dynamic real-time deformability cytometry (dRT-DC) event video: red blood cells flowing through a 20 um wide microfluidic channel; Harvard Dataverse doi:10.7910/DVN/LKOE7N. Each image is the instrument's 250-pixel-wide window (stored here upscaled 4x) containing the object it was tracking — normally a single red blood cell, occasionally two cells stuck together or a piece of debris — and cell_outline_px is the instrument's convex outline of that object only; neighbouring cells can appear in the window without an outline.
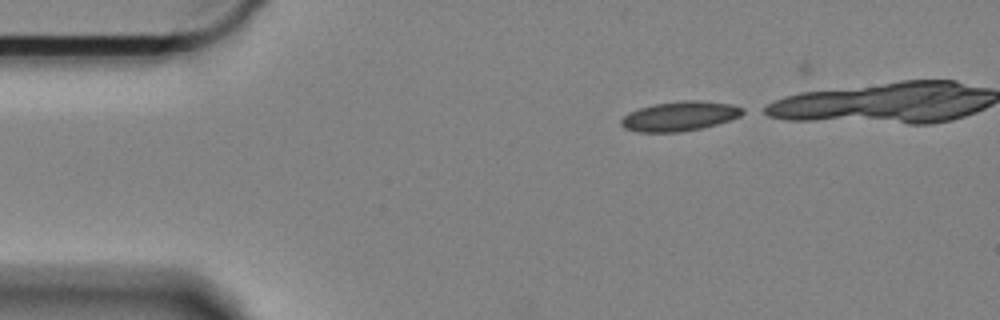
{"species": "Egyptian fruit bat (a non-hibernating species)", "species_latin": "Rousettus aegyptiacus", "temperature_condition": "cold", "stored_images_in_passage": 21, "camera_frame_rate_fps": 3000, "um_per_image_px": 0.085, "animal": {"sex": "female"}, "frame": {"image": 1, "passage_image": 2, "time_ms": 0.333, "image_size_px": [1000, 320], "cell_outline_px": [[748, 112], [740, 116], [716, 124], [700, 128], [680, 132], [636, 132], [624, 128], [620, 124], [620, 120], [628, 112], [652, 104], [684, 100], [696, 100], [732, 104], [744, 108]], "centroid_in_image_um": [57.77, 9.87], "position_along_channel_um": 27.2, "area_um2": 21.04}}
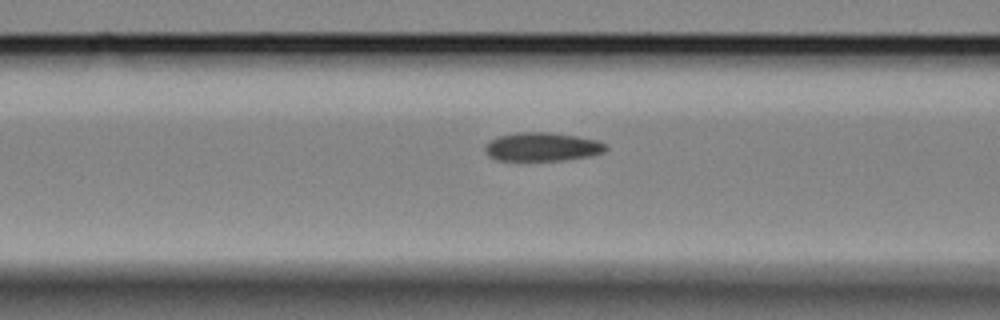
{"frame": {"image": 2, "passage_image": 15, "time_ms": 4.667, "image_size_px": [1000, 320], "cell_outline_px": [[608, 148], [604, 152], [592, 156], [564, 160], [496, 160], [488, 156], [484, 152], [484, 148], [492, 140], [500, 136], [516, 132], [552, 132], [576, 136], [596, 140], [604, 144]], "centroid_in_image_um": [46.1, 12.48], "position_along_channel_um": 120.5, "area_um2": 20.11}}
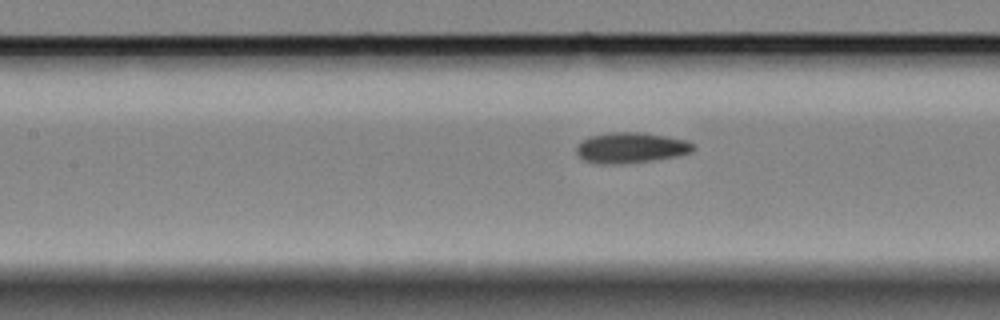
{"frame": {"image": 3, "passage_image": 18, "time_ms": 5.667, "image_size_px": [1000, 320], "cell_outline_px": [[696, 148], [692, 152], [676, 156], [628, 164], [596, 164], [584, 160], [576, 152], [576, 148], [584, 140], [592, 136], [608, 132], [640, 132], [688, 140]], "centroid_in_image_um": [53.64, 12.57], "position_along_channel_um": 153.8, "area_um2": 20.81}}